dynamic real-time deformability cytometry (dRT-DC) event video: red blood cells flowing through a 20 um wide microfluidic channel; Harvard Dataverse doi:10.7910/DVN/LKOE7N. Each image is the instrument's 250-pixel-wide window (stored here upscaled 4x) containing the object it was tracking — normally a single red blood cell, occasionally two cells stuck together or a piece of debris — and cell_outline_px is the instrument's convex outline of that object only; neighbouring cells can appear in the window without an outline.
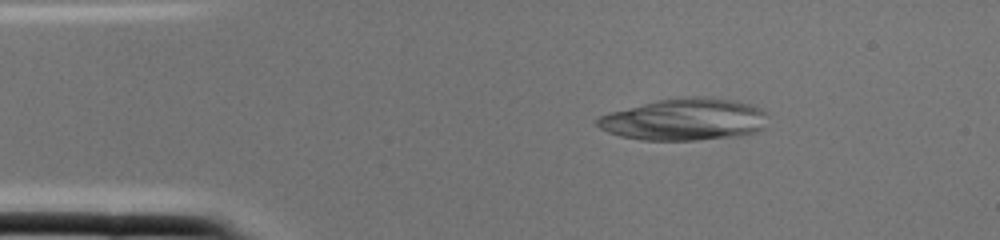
{"species": "common noctule bat (a hibernating species)", "species_latin": "Nyctalus noctula", "temperature_condition": "cold", "stored_images_in_passage": 1, "camera_frame_rate_fps": 3000, "um_per_image_px": 0.085, "animal": {"sex": "female", "body_mass_g": 22.0, "forearm_length_mm": 56.7}, "frame": {"image": 1, "passage_image": 1, "time_ms": 0.0, "image_size_px": [1000, 240], "cell_outline_px": [[768, 128], [760, 132], [740, 136], [696, 140], [640, 140], [620, 136], [608, 132], [600, 128], [592, 120], [608, 112], [660, 100], [684, 96], [708, 96], [736, 100], [752, 104], [760, 108], [764, 112]], "centroid_in_image_um": [58.23, 10.16], "position_along_channel_um": 26.8, "area_um2": 42.37}}